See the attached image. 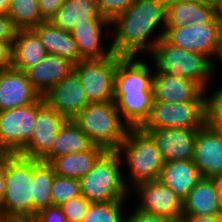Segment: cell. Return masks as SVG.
<instances>
[{
    "label": "cell",
    "instance_id": "26",
    "mask_svg": "<svg viewBox=\"0 0 222 222\" xmlns=\"http://www.w3.org/2000/svg\"><path fill=\"white\" fill-rule=\"evenodd\" d=\"M106 151L105 148L93 144L85 151L61 155L54 158L50 164L56 175L80 180L94 167L97 160Z\"/></svg>",
    "mask_w": 222,
    "mask_h": 222
},
{
    "label": "cell",
    "instance_id": "36",
    "mask_svg": "<svg viewBox=\"0 0 222 222\" xmlns=\"http://www.w3.org/2000/svg\"><path fill=\"white\" fill-rule=\"evenodd\" d=\"M100 14L111 22L115 17L125 12L134 0H96Z\"/></svg>",
    "mask_w": 222,
    "mask_h": 222
},
{
    "label": "cell",
    "instance_id": "12",
    "mask_svg": "<svg viewBox=\"0 0 222 222\" xmlns=\"http://www.w3.org/2000/svg\"><path fill=\"white\" fill-rule=\"evenodd\" d=\"M66 119L50 108L42 96L38 98V113L31 138L21 156L41 160L52 148L54 140Z\"/></svg>",
    "mask_w": 222,
    "mask_h": 222
},
{
    "label": "cell",
    "instance_id": "47",
    "mask_svg": "<svg viewBox=\"0 0 222 222\" xmlns=\"http://www.w3.org/2000/svg\"><path fill=\"white\" fill-rule=\"evenodd\" d=\"M217 56H218V58H221V60H222V40H221V45L219 47V51H218V55ZM216 92L222 93V86H221L220 89L218 88V91H216Z\"/></svg>",
    "mask_w": 222,
    "mask_h": 222
},
{
    "label": "cell",
    "instance_id": "25",
    "mask_svg": "<svg viewBox=\"0 0 222 222\" xmlns=\"http://www.w3.org/2000/svg\"><path fill=\"white\" fill-rule=\"evenodd\" d=\"M12 68L25 72L35 66L48 52L33 29H20L12 43Z\"/></svg>",
    "mask_w": 222,
    "mask_h": 222
},
{
    "label": "cell",
    "instance_id": "5",
    "mask_svg": "<svg viewBox=\"0 0 222 222\" xmlns=\"http://www.w3.org/2000/svg\"><path fill=\"white\" fill-rule=\"evenodd\" d=\"M121 158L117 150H107L79 180L81 195L90 203L126 200L131 188L119 168Z\"/></svg>",
    "mask_w": 222,
    "mask_h": 222
},
{
    "label": "cell",
    "instance_id": "2",
    "mask_svg": "<svg viewBox=\"0 0 222 222\" xmlns=\"http://www.w3.org/2000/svg\"><path fill=\"white\" fill-rule=\"evenodd\" d=\"M6 191L0 211L13 222L33 220V159L8 152Z\"/></svg>",
    "mask_w": 222,
    "mask_h": 222
},
{
    "label": "cell",
    "instance_id": "31",
    "mask_svg": "<svg viewBox=\"0 0 222 222\" xmlns=\"http://www.w3.org/2000/svg\"><path fill=\"white\" fill-rule=\"evenodd\" d=\"M7 14L19 30L33 29L44 22L38 0H11Z\"/></svg>",
    "mask_w": 222,
    "mask_h": 222
},
{
    "label": "cell",
    "instance_id": "17",
    "mask_svg": "<svg viewBox=\"0 0 222 222\" xmlns=\"http://www.w3.org/2000/svg\"><path fill=\"white\" fill-rule=\"evenodd\" d=\"M193 161L203 178L222 173V137L207 123L197 130Z\"/></svg>",
    "mask_w": 222,
    "mask_h": 222
},
{
    "label": "cell",
    "instance_id": "42",
    "mask_svg": "<svg viewBox=\"0 0 222 222\" xmlns=\"http://www.w3.org/2000/svg\"><path fill=\"white\" fill-rule=\"evenodd\" d=\"M8 169V152L0 151V204L6 191L5 176Z\"/></svg>",
    "mask_w": 222,
    "mask_h": 222
},
{
    "label": "cell",
    "instance_id": "24",
    "mask_svg": "<svg viewBox=\"0 0 222 222\" xmlns=\"http://www.w3.org/2000/svg\"><path fill=\"white\" fill-rule=\"evenodd\" d=\"M110 25L108 20H88V23L76 25L71 35L78 45L82 60L102 59L113 53L102 45V30Z\"/></svg>",
    "mask_w": 222,
    "mask_h": 222
},
{
    "label": "cell",
    "instance_id": "48",
    "mask_svg": "<svg viewBox=\"0 0 222 222\" xmlns=\"http://www.w3.org/2000/svg\"><path fill=\"white\" fill-rule=\"evenodd\" d=\"M0 222H13L0 211Z\"/></svg>",
    "mask_w": 222,
    "mask_h": 222
},
{
    "label": "cell",
    "instance_id": "43",
    "mask_svg": "<svg viewBox=\"0 0 222 222\" xmlns=\"http://www.w3.org/2000/svg\"><path fill=\"white\" fill-rule=\"evenodd\" d=\"M182 222H222V213L214 216H182Z\"/></svg>",
    "mask_w": 222,
    "mask_h": 222
},
{
    "label": "cell",
    "instance_id": "13",
    "mask_svg": "<svg viewBox=\"0 0 222 222\" xmlns=\"http://www.w3.org/2000/svg\"><path fill=\"white\" fill-rule=\"evenodd\" d=\"M42 97L50 108L55 109L66 120H72L89 104L82 82L75 70H72Z\"/></svg>",
    "mask_w": 222,
    "mask_h": 222
},
{
    "label": "cell",
    "instance_id": "38",
    "mask_svg": "<svg viewBox=\"0 0 222 222\" xmlns=\"http://www.w3.org/2000/svg\"><path fill=\"white\" fill-rule=\"evenodd\" d=\"M18 30L7 13H0V41L13 42Z\"/></svg>",
    "mask_w": 222,
    "mask_h": 222
},
{
    "label": "cell",
    "instance_id": "9",
    "mask_svg": "<svg viewBox=\"0 0 222 222\" xmlns=\"http://www.w3.org/2000/svg\"><path fill=\"white\" fill-rule=\"evenodd\" d=\"M164 38L172 45L189 52L216 57L222 40V22L215 16L205 24L165 27Z\"/></svg>",
    "mask_w": 222,
    "mask_h": 222
},
{
    "label": "cell",
    "instance_id": "4",
    "mask_svg": "<svg viewBox=\"0 0 222 222\" xmlns=\"http://www.w3.org/2000/svg\"><path fill=\"white\" fill-rule=\"evenodd\" d=\"M154 59L156 71L153 74L181 76L198 83L205 91L209 86L215 64L201 53L189 52L170 44L164 37L148 53Z\"/></svg>",
    "mask_w": 222,
    "mask_h": 222
},
{
    "label": "cell",
    "instance_id": "28",
    "mask_svg": "<svg viewBox=\"0 0 222 222\" xmlns=\"http://www.w3.org/2000/svg\"><path fill=\"white\" fill-rule=\"evenodd\" d=\"M119 114L131 128H138L148 117L153 103V91L114 93Z\"/></svg>",
    "mask_w": 222,
    "mask_h": 222
},
{
    "label": "cell",
    "instance_id": "3",
    "mask_svg": "<svg viewBox=\"0 0 222 222\" xmlns=\"http://www.w3.org/2000/svg\"><path fill=\"white\" fill-rule=\"evenodd\" d=\"M122 120L114 101L89 103L72 119L93 144L106 150H118L125 140L131 127Z\"/></svg>",
    "mask_w": 222,
    "mask_h": 222
},
{
    "label": "cell",
    "instance_id": "41",
    "mask_svg": "<svg viewBox=\"0 0 222 222\" xmlns=\"http://www.w3.org/2000/svg\"><path fill=\"white\" fill-rule=\"evenodd\" d=\"M12 43L0 41V71L12 68Z\"/></svg>",
    "mask_w": 222,
    "mask_h": 222
},
{
    "label": "cell",
    "instance_id": "33",
    "mask_svg": "<svg viewBox=\"0 0 222 222\" xmlns=\"http://www.w3.org/2000/svg\"><path fill=\"white\" fill-rule=\"evenodd\" d=\"M51 196L53 205L58 206L70 199L81 196L79 180L55 175L51 187Z\"/></svg>",
    "mask_w": 222,
    "mask_h": 222
},
{
    "label": "cell",
    "instance_id": "23",
    "mask_svg": "<svg viewBox=\"0 0 222 222\" xmlns=\"http://www.w3.org/2000/svg\"><path fill=\"white\" fill-rule=\"evenodd\" d=\"M222 205L211 178H202L183 200V216H214Z\"/></svg>",
    "mask_w": 222,
    "mask_h": 222
},
{
    "label": "cell",
    "instance_id": "11",
    "mask_svg": "<svg viewBox=\"0 0 222 222\" xmlns=\"http://www.w3.org/2000/svg\"><path fill=\"white\" fill-rule=\"evenodd\" d=\"M133 189L140 197L137 209L174 222H182L183 199L161 181L157 179L141 182L131 191Z\"/></svg>",
    "mask_w": 222,
    "mask_h": 222
},
{
    "label": "cell",
    "instance_id": "46",
    "mask_svg": "<svg viewBox=\"0 0 222 222\" xmlns=\"http://www.w3.org/2000/svg\"><path fill=\"white\" fill-rule=\"evenodd\" d=\"M216 17L222 22V0L215 4Z\"/></svg>",
    "mask_w": 222,
    "mask_h": 222
},
{
    "label": "cell",
    "instance_id": "29",
    "mask_svg": "<svg viewBox=\"0 0 222 222\" xmlns=\"http://www.w3.org/2000/svg\"><path fill=\"white\" fill-rule=\"evenodd\" d=\"M92 145L89 137L72 120H66L58 131L51 150L41 160L50 163L54 158L85 151Z\"/></svg>",
    "mask_w": 222,
    "mask_h": 222
},
{
    "label": "cell",
    "instance_id": "39",
    "mask_svg": "<svg viewBox=\"0 0 222 222\" xmlns=\"http://www.w3.org/2000/svg\"><path fill=\"white\" fill-rule=\"evenodd\" d=\"M66 0H38L39 11L44 21H50Z\"/></svg>",
    "mask_w": 222,
    "mask_h": 222
},
{
    "label": "cell",
    "instance_id": "14",
    "mask_svg": "<svg viewBox=\"0 0 222 222\" xmlns=\"http://www.w3.org/2000/svg\"><path fill=\"white\" fill-rule=\"evenodd\" d=\"M153 101L168 103L208 102L205 91L198 83L181 76L154 74Z\"/></svg>",
    "mask_w": 222,
    "mask_h": 222
},
{
    "label": "cell",
    "instance_id": "32",
    "mask_svg": "<svg viewBox=\"0 0 222 222\" xmlns=\"http://www.w3.org/2000/svg\"><path fill=\"white\" fill-rule=\"evenodd\" d=\"M125 200L90 203L82 222H127L122 208Z\"/></svg>",
    "mask_w": 222,
    "mask_h": 222
},
{
    "label": "cell",
    "instance_id": "45",
    "mask_svg": "<svg viewBox=\"0 0 222 222\" xmlns=\"http://www.w3.org/2000/svg\"><path fill=\"white\" fill-rule=\"evenodd\" d=\"M11 0H0V13H7Z\"/></svg>",
    "mask_w": 222,
    "mask_h": 222
},
{
    "label": "cell",
    "instance_id": "27",
    "mask_svg": "<svg viewBox=\"0 0 222 222\" xmlns=\"http://www.w3.org/2000/svg\"><path fill=\"white\" fill-rule=\"evenodd\" d=\"M88 20H107L99 12L96 0H66L50 22L65 31Z\"/></svg>",
    "mask_w": 222,
    "mask_h": 222
},
{
    "label": "cell",
    "instance_id": "40",
    "mask_svg": "<svg viewBox=\"0 0 222 222\" xmlns=\"http://www.w3.org/2000/svg\"><path fill=\"white\" fill-rule=\"evenodd\" d=\"M127 222H174V221L155 214L143 212L136 208L134 212L129 214V216L127 217Z\"/></svg>",
    "mask_w": 222,
    "mask_h": 222
},
{
    "label": "cell",
    "instance_id": "7",
    "mask_svg": "<svg viewBox=\"0 0 222 222\" xmlns=\"http://www.w3.org/2000/svg\"><path fill=\"white\" fill-rule=\"evenodd\" d=\"M208 102L168 103L153 101L150 113L138 127L146 129H199L207 123Z\"/></svg>",
    "mask_w": 222,
    "mask_h": 222
},
{
    "label": "cell",
    "instance_id": "44",
    "mask_svg": "<svg viewBox=\"0 0 222 222\" xmlns=\"http://www.w3.org/2000/svg\"><path fill=\"white\" fill-rule=\"evenodd\" d=\"M211 179L213 180V182L216 186V190H217V193L219 195L220 202L222 205V173H219V174L211 177Z\"/></svg>",
    "mask_w": 222,
    "mask_h": 222
},
{
    "label": "cell",
    "instance_id": "30",
    "mask_svg": "<svg viewBox=\"0 0 222 222\" xmlns=\"http://www.w3.org/2000/svg\"><path fill=\"white\" fill-rule=\"evenodd\" d=\"M55 175L50 163L33 159V219L40 210L53 205L51 187Z\"/></svg>",
    "mask_w": 222,
    "mask_h": 222
},
{
    "label": "cell",
    "instance_id": "6",
    "mask_svg": "<svg viewBox=\"0 0 222 222\" xmlns=\"http://www.w3.org/2000/svg\"><path fill=\"white\" fill-rule=\"evenodd\" d=\"M117 151L127 162L131 188L141 182L159 179L164 160L155 142L146 132L139 128H130Z\"/></svg>",
    "mask_w": 222,
    "mask_h": 222
},
{
    "label": "cell",
    "instance_id": "22",
    "mask_svg": "<svg viewBox=\"0 0 222 222\" xmlns=\"http://www.w3.org/2000/svg\"><path fill=\"white\" fill-rule=\"evenodd\" d=\"M202 178L192 159L164 162L158 180L184 200Z\"/></svg>",
    "mask_w": 222,
    "mask_h": 222
},
{
    "label": "cell",
    "instance_id": "15",
    "mask_svg": "<svg viewBox=\"0 0 222 222\" xmlns=\"http://www.w3.org/2000/svg\"><path fill=\"white\" fill-rule=\"evenodd\" d=\"M198 129H146L155 142L164 162L192 160Z\"/></svg>",
    "mask_w": 222,
    "mask_h": 222
},
{
    "label": "cell",
    "instance_id": "1",
    "mask_svg": "<svg viewBox=\"0 0 222 222\" xmlns=\"http://www.w3.org/2000/svg\"><path fill=\"white\" fill-rule=\"evenodd\" d=\"M161 22L165 28L166 0H134L125 12L110 22L115 35L109 46L113 53L122 57L136 58L143 51L147 54L164 37L165 31H162L148 41Z\"/></svg>",
    "mask_w": 222,
    "mask_h": 222
},
{
    "label": "cell",
    "instance_id": "18",
    "mask_svg": "<svg viewBox=\"0 0 222 222\" xmlns=\"http://www.w3.org/2000/svg\"><path fill=\"white\" fill-rule=\"evenodd\" d=\"M215 16V5L205 0H166L165 27L205 24Z\"/></svg>",
    "mask_w": 222,
    "mask_h": 222
},
{
    "label": "cell",
    "instance_id": "34",
    "mask_svg": "<svg viewBox=\"0 0 222 222\" xmlns=\"http://www.w3.org/2000/svg\"><path fill=\"white\" fill-rule=\"evenodd\" d=\"M207 124L222 137V93L209 96L207 103Z\"/></svg>",
    "mask_w": 222,
    "mask_h": 222
},
{
    "label": "cell",
    "instance_id": "49",
    "mask_svg": "<svg viewBox=\"0 0 222 222\" xmlns=\"http://www.w3.org/2000/svg\"><path fill=\"white\" fill-rule=\"evenodd\" d=\"M205 1L215 5L219 0H205Z\"/></svg>",
    "mask_w": 222,
    "mask_h": 222
},
{
    "label": "cell",
    "instance_id": "35",
    "mask_svg": "<svg viewBox=\"0 0 222 222\" xmlns=\"http://www.w3.org/2000/svg\"><path fill=\"white\" fill-rule=\"evenodd\" d=\"M90 202L84 196H78L60 205L67 222H82Z\"/></svg>",
    "mask_w": 222,
    "mask_h": 222
},
{
    "label": "cell",
    "instance_id": "16",
    "mask_svg": "<svg viewBox=\"0 0 222 222\" xmlns=\"http://www.w3.org/2000/svg\"><path fill=\"white\" fill-rule=\"evenodd\" d=\"M40 96L25 72L15 68L0 71V112L27 106Z\"/></svg>",
    "mask_w": 222,
    "mask_h": 222
},
{
    "label": "cell",
    "instance_id": "8",
    "mask_svg": "<svg viewBox=\"0 0 222 222\" xmlns=\"http://www.w3.org/2000/svg\"><path fill=\"white\" fill-rule=\"evenodd\" d=\"M122 58L112 53L102 59L82 60L74 65L89 103L114 101L117 64Z\"/></svg>",
    "mask_w": 222,
    "mask_h": 222
},
{
    "label": "cell",
    "instance_id": "10",
    "mask_svg": "<svg viewBox=\"0 0 222 222\" xmlns=\"http://www.w3.org/2000/svg\"><path fill=\"white\" fill-rule=\"evenodd\" d=\"M38 113V99L27 106L0 112V151L20 155L31 138Z\"/></svg>",
    "mask_w": 222,
    "mask_h": 222
},
{
    "label": "cell",
    "instance_id": "20",
    "mask_svg": "<svg viewBox=\"0 0 222 222\" xmlns=\"http://www.w3.org/2000/svg\"><path fill=\"white\" fill-rule=\"evenodd\" d=\"M135 57H123L117 64L114 93L153 91V75L147 63Z\"/></svg>",
    "mask_w": 222,
    "mask_h": 222
},
{
    "label": "cell",
    "instance_id": "21",
    "mask_svg": "<svg viewBox=\"0 0 222 222\" xmlns=\"http://www.w3.org/2000/svg\"><path fill=\"white\" fill-rule=\"evenodd\" d=\"M33 30L37 33L48 54L59 55L76 65L82 61L77 42L70 31L54 26L50 21H44Z\"/></svg>",
    "mask_w": 222,
    "mask_h": 222
},
{
    "label": "cell",
    "instance_id": "37",
    "mask_svg": "<svg viewBox=\"0 0 222 222\" xmlns=\"http://www.w3.org/2000/svg\"><path fill=\"white\" fill-rule=\"evenodd\" d=\"M31 222H67L62 208L52 205L40 210Z\"/></svg>",
    "mask_w": 222,
    "mask_h": 222
},
{
    "label": "cell",
    "instance_id": "19",
    "mask_svg": "<svg viewBox=\"0 0 222 222\" xmlns=\"http://www.w3.org/2000/svg\"><path fill=\"white\" fill-rule=\"evenodd\" d=\"M72 70L74 64L59 55L48 54L25 74L32 87L43 96L55 84L61 82Z\"/></svg>",
    "mask_w": 222,
    "mask_h": 222
}]
</instances>
